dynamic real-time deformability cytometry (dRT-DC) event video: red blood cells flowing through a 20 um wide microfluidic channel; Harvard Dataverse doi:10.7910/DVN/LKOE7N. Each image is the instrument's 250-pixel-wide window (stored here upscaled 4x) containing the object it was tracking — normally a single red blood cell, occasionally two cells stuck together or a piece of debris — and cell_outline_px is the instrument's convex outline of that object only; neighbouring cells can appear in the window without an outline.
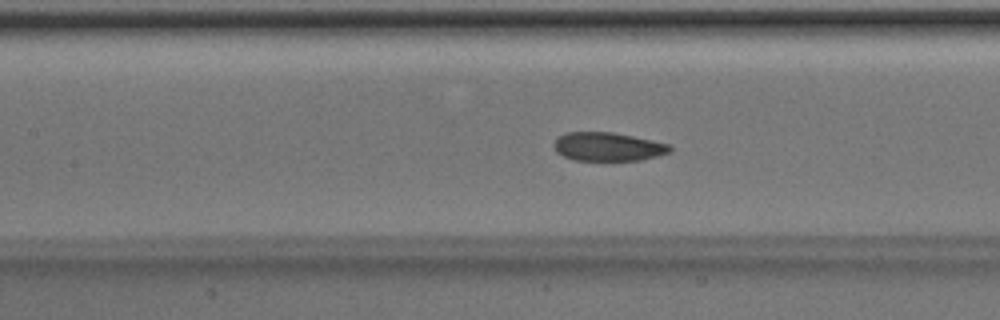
{"species": "Egyptian fruit bat (a non-hibernating species)", "species_latin": "Rousettus aegyptiacus", "temperature_condition": "room temperature", "stored_images_in_passage": 36, "camera_frame_rate_fps": 3000, "um_per_image_px": 0.085, "animal": {"sex": "male"}, "frame": {"image": 1, "passage_image": 8, "time_ms": 2.333, "image_size_px": [1000, 320], "cell_outline_px": [[672, 152], [640, 160], [572, 160], [556, 152], [552, 144], [556, 136], [564, 132], [612, 132], [672, 144]], "centroid_in_image_um": [51.65, 12.46], "position_along_channel_um": 155.8, "area_um2": 19.59}}
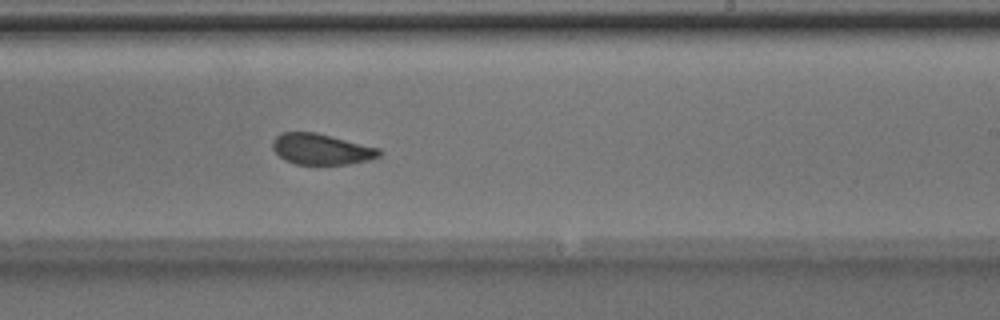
{"frame": {"image": 2, "passage_image": 16, "time_ms": 5.0, "image_size_px": [1000, 320], "cell_outline_px": [[384, 152], [380, 156], [368, 160], [348, 164], [296, 164], [284, 160], [272, 148], [272, 140], [280, 132], [316, 132], [380, 148]], "centroid_in_image_um": [27.32, 12.67], "position_along_channel_um": 261.7, "area_um2": 19.31}}
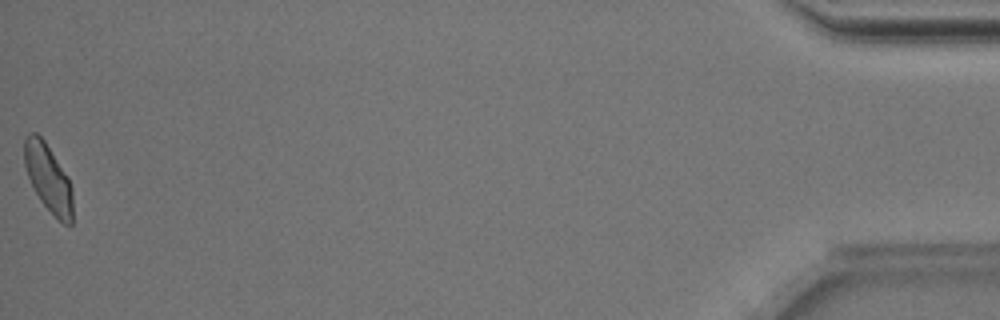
{"frame": {"image": 3, "passage_image": 36, "time_ms": 11.667, "image_size_px": [1000, 320], "cell_outline_px": [[72, 224], [64, 224], [40, 200], [28, 176], [24, 164], [24, 140], [28, 132], [36, 132], [44, 140], [68, 176], [72, 188]], "centroid_in_image_um": [4.1, 15.09], "position_along_channel_um": 431.1, "area_um2": 18.84}, "authors_computed_cell_mechanics": {"area_um2": 19.7098, "velocity_mm_per_s": 3.993, "shape_relaxation_time_tau1_ms": 6.603, "shape_relaxation_time_tau2_ms": 1.933, "deformation_change_tau1": 0.1535, "deformation_change_tau2": 0.0523}}